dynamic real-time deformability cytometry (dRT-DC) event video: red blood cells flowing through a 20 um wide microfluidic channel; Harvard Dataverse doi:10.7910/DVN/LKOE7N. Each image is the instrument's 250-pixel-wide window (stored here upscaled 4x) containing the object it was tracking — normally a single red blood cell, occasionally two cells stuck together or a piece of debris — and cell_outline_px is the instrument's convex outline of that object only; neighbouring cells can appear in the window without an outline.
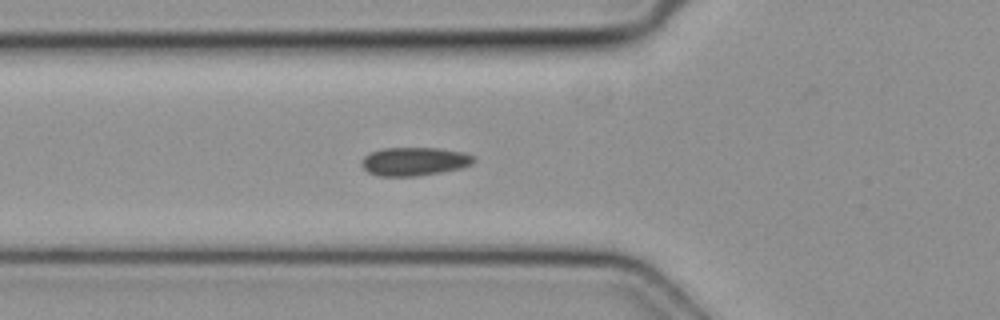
{"species": "common noctule bat (a hibernating species)", "species_latin": "Nyctalus noctula", "temperature_condition": "cold", "stored_images_in_passage": 4, "camera_frame_rate_fps": 3000, "um_per_image_px": 0.085, "animal": {"sex": "female", "body_mass_g": 19.3, "forearm_length_mm": 54.1}, "frame": {"image": 1, "passage_image": 4, "time_ms": 1.0, "image_size_px": [1000, 320], "cell_outline_px": [[476, 160], [472, 164], [464, 168], [416, 176], [376, 176], [368, 172], [360, 164], [364, 156], [372, 152], [384, 148], [440, 148], [464, 152], [476, 156]], "centroid_in_image_um": [35.26, 13.72], "position_along_channel_um": 90.5, "area_um2": 18.79}}